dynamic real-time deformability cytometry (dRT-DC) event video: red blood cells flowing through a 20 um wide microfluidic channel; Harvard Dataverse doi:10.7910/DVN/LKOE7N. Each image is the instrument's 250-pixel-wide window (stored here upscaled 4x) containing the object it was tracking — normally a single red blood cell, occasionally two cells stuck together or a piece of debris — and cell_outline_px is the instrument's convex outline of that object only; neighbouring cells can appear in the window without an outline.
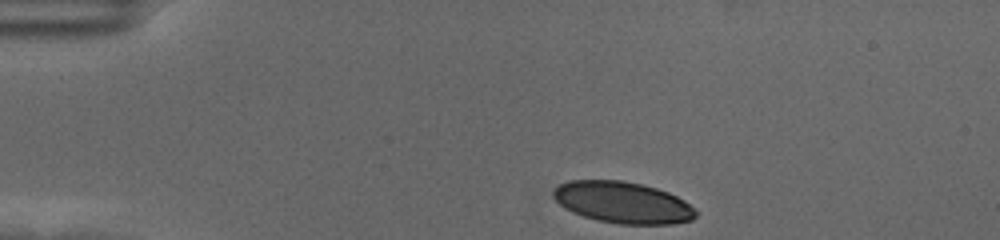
{"species": "human", "species_latin": "Homo sapiens", "temperature_condition": "cold", "stored_images_in_passage": 39, "camera_frame_rate_fps": 3000, "um_per_image_px": 0.085, "donor": {"sex": "female"}, "frame": {"image": 1, "passage_image": 1, "time_ms": 0.0, "image_size_px": [1000, 240], "cell_outline_px": [[696, 216], [692, 220], [672, 224], [620, 224], [596, 220], [572, 212], [564, 208], [552, 196], [552, 192], [560, 184], [568, 180], [620, 180], [640, 184], [656, 188], [668, 192], [684, 200], [696, 212]], "centroid_in_image_um": [52.91, 17.21], "position_along_channel_um": 32.1, "area_um2": 34.33}}
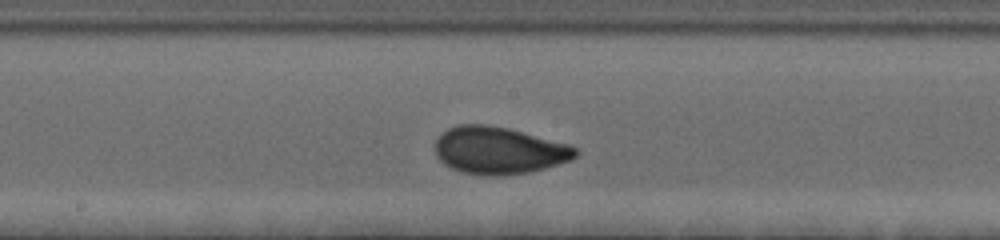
{"frame": {"image": 2, "passage_image": 21, "time_ms": 6.667, "image_size_px": [1000, 240], "cell_outline_px": [[580, 152], [572, 160], [544, 168], [528, 172], [496, 176], [488, 176], [460, 172], [444, 164], [436, 156], [436, 140], [448, 128], [456, 124], [488, 124], [508, 128], [568, 144], [576, 148]], "centroid_in_image_um": [42.4, 12.78], "position_along_channel_um": 205.8, "area_um2": 38.61}}
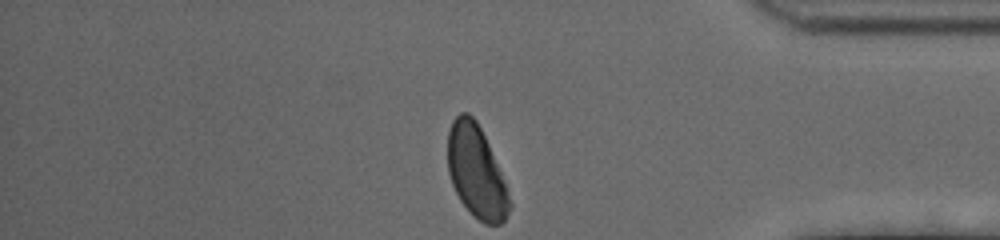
{"frame": {"image": 3, "passage_image": 39, "time_ms": 12.667, "image_size_px": [1000, 240], "cell_outline_px": [[512, 208], [504, 220], [500, 224], [484, 224], [460, 200], [452, 184], [448, 172], [448, 132], [452, 120], [460, 112], [468, 112], [476, 120], [488, 144], [500, 172], [512, 204]], "centroid_in_image_um": [40.47, 14.58], "position_along_channel_um": 394.7, "area_um2": 32.71}, "authors_computed_cell_mechanics": {"area_um2": 36.703, "velocity_mm_per_s": 3.505, "shape_relaxation_time_tau1_ms": 4.0052, "shape_relaxation_time_tau2_ms": null, "deformation_change_tau1": 0.1479, "deformation_change_tau2": null}}